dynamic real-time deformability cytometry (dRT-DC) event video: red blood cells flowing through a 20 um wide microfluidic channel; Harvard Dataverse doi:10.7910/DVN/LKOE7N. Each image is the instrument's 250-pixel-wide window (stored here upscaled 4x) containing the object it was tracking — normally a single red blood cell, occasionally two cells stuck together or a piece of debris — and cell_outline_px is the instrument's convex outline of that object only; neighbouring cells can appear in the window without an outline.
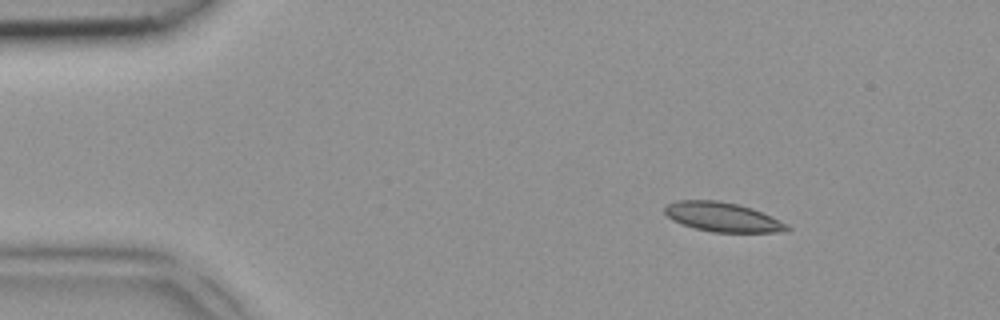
{"species": "common noctule bat (a hibernating species)", "species_latin": "Nyctalus noctula", "temperature_condition": "room temperature", "stored_images_in_passage": 4, "segment_of_instrument_passage": [1, 2], "camera_frame_rate_fps": 3000, "um_per_image_px": 0.085, "animal": {"sex": "female", "body_mass_g": 18.4}, "frame": {"image": 1, "passage_image": 1, "time_ms": 0.0, "image_size_px": [1000, 320], "cell_outline_px": [[792, 228], [788, 232], [712, 232], [680, 224], [672, 220], [664, 212], [664, 208], [668, 204], [676, 200], [716, 200], [736, 204], [752, 208], [788, 224]], "centroid_in_image_um": [61.43, 18.45], "position_along_channel_um": 23.6, "area_um2": 20.92}}
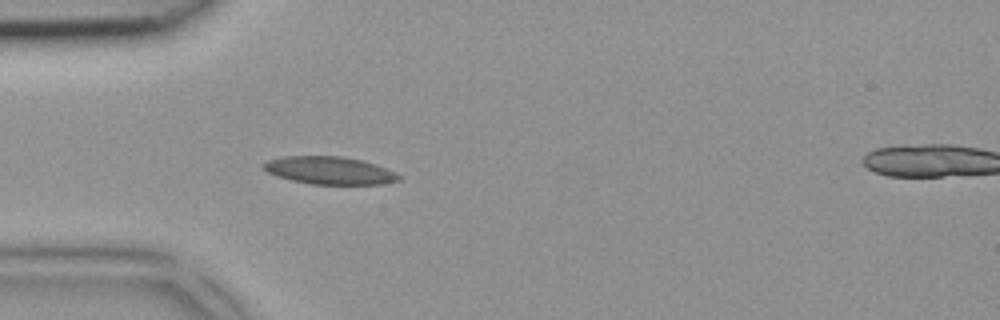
{"frame": {"image": 2, "passage_image": 3, "time_ms": 0.667, "image_size_px": [1000, 320], "cell_outline_px": [[400, 180], [380, 184], [312, 184], [292, 180], [276, 176], [268, 172], [260, 164], [268, 160], [284, 156], [340, 156], [360, 160], [376, 164], [396, 172], [400, 176]], "centroid_in_image_um": [28.0, 14.48], "position_along_channel_um": 57.0, "area_um2": 21.73}}